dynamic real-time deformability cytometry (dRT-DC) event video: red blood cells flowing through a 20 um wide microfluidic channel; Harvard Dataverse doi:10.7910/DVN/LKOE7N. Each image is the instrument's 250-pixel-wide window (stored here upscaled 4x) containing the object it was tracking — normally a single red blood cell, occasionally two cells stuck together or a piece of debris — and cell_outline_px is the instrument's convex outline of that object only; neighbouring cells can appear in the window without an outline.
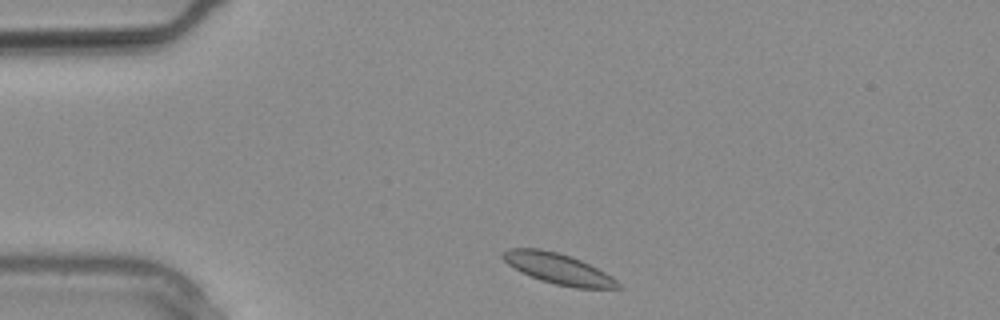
{"species": "common noctule bat (a hibernating species)", "species_latin": "Nyctalus noctula", "temperature_condition": "warm", "stored_images_in_passage": 7, "camera_frame_rate_fps": 3000, "um_per_image_px": 0.085, "animal": {"sex": "male", "body_mass_g": 20.4}, "frame": {"image": 1, "passage_image": 1, "time_ms": 0.0, "image_size_px": [1000, 320], "cell_outline_px": [[624, 288], [576, 288], [556, 284], [540, 280], [508, 264], [500, 256], [500, 252], [508, 248], [540, 248], [572, 256], [612, 276]], "centroid_in_image_um": [47.44, 22.82], "position_along_channel_um": 37.6, "area_um2": 20.35}}
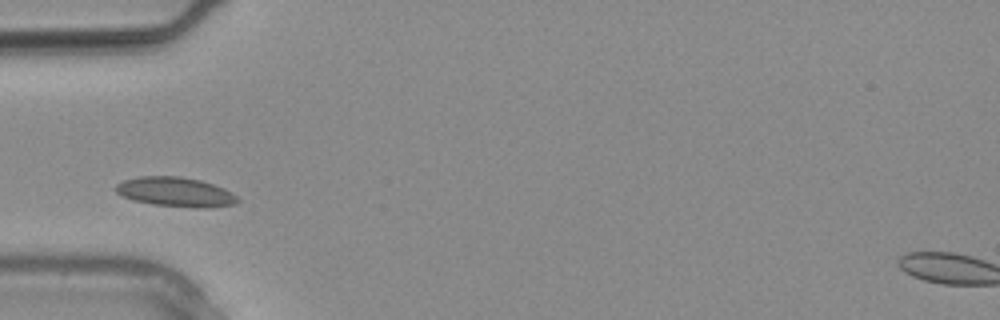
{"frame": {"image": 2, "passage_image": 4, "time_ms": 1.0, "image_size_px": [1000, 320], "cell_outline_px": [[240, 200], [236, 204], [204, 208], [152, 204], [132, 200], [116, 192], [116, 184], [124, 180], [140, 176], [180, 176], [200, 180], [224, 188], [232, 192]], "centroid_in_image_um": [14.93, 16.31], "position_along_channel_um": 70.1, "area_um2": 20.81}}